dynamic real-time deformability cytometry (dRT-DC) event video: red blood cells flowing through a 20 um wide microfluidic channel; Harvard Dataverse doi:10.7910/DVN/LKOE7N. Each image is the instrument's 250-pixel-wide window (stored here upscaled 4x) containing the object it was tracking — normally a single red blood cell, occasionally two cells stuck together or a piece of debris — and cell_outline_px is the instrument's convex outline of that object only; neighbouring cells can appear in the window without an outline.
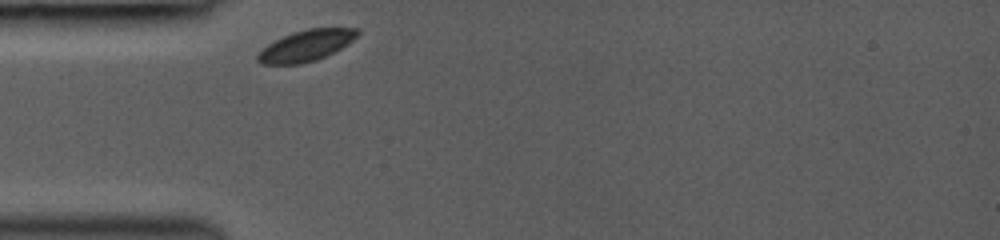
{"species": "common noctule bat (a hibernating species)", "species_latin": "Nyctalus noctula", "temperature_condition": "room temperature", "stored_images_in_passage": 28, "camera_frame_rate_fps": 3000, "um_per_image_px": 0.085, "animal": {"sex": "female", "body_mass_g": 19.0, "forearm_length_mm": 53.3}, "frame": {"image": 1, "passage_image": 1, "time_ms": 0.0, "image_size_px": [1000, 240], "cell_outline_px": [[360, 32], [352, 40], [340, 48], [316, 60], [300, 64], [264, 64], [256, 60], [256, 56], [268, 44], [292, 32], [308, 28], [360, 28]], "centroid_in_image_um": [26.02, 3.87], "position_along_channel_um": 59.0, "area_um2": 17.74}}
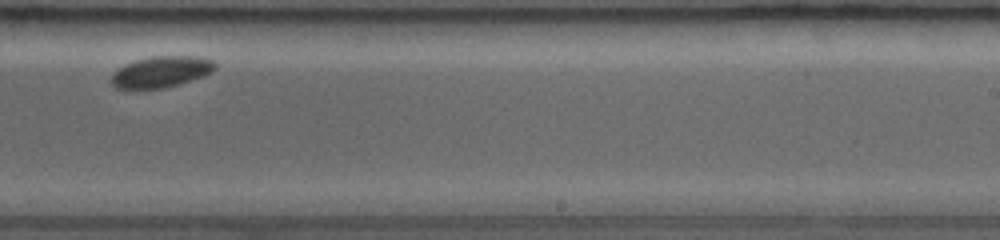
{"frame": {"image": 2, "passage_image": 18, "time_ms": 5.667, "image_size_px": [1000, 240], "cell_outline_px": [[216, 68], [212, 72], [180, 84], [164, 88], [116, 88], [108, 80], [112, 72], [124, 64], [136, 60], [152, 56], [200, 56], [212, 60], [216, 64]], "centroid_in_image_um": [13.67, 6.09], "position_along_channel_um": 275.3, "area_um2": 18.96}}
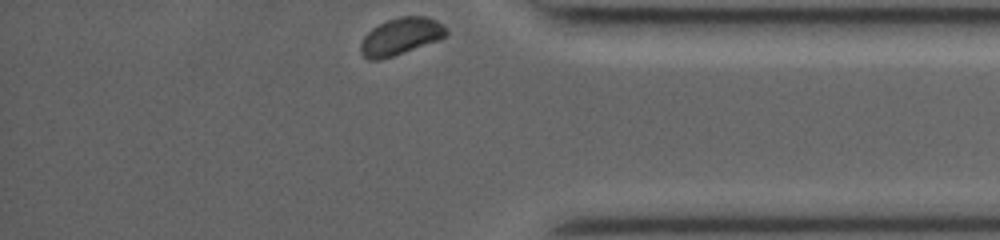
{"frame": {"image": 3, "passage_image": 28, "time_ms": 9.0, "image_size_px": [1000, 240], "cell_outline_px": [[448, 36], [440, 40], [380, 60], [368, 60], [360, 52], [360, 44], [364, 36], [372, 28], [388, 20], [400, 16], [428, 16], [444, 24], [448, 28]], "centroid_in_image_um": [34.11, 3.09], "position_along_channel_um": 401.1, "area_um2": 18.67}}